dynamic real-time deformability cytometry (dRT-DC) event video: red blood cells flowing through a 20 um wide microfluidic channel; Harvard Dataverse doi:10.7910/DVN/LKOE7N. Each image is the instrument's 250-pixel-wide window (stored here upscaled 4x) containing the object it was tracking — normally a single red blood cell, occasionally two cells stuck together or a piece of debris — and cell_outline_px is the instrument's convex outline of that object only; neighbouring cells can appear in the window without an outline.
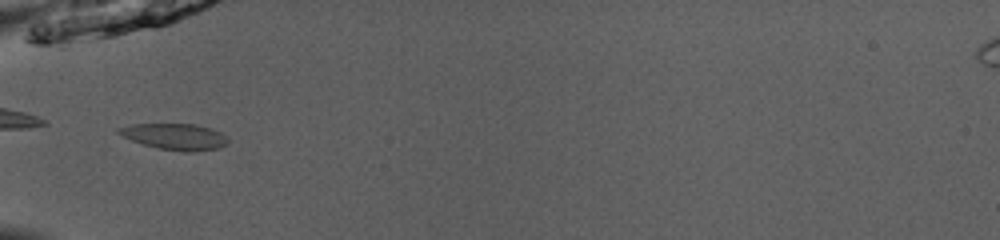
{"species": "common noctule bat (a hibernating species)", "species_latin": "Nyctalus noctula", "temperature_condition": "room temperature", "stored_images_in_passage": 31, "camera_frame_rate_fps": 3000, "um_per_image_px": 0.085, "animal": {"sex": "male", "body_mass_g": 13.0, "forearm_length_mm": 53.1}, "frame": {"image": 1, "passage_image": 1, "time_ms": 0.0, "image_size_px": [1000, 240], "cell_outline_px": [[228, 140], [220, 148], [192, 152], [184, 152], [160, 148], [144, 144], [132, 140], [116, 132], [116, 128], [132, 124], [196, 124], [212, 128], [228, 136]], "centroid_in_image_um": [14.89, 11.6], "position_along_channel_um": 70.1, "area_um2": 16.65}}
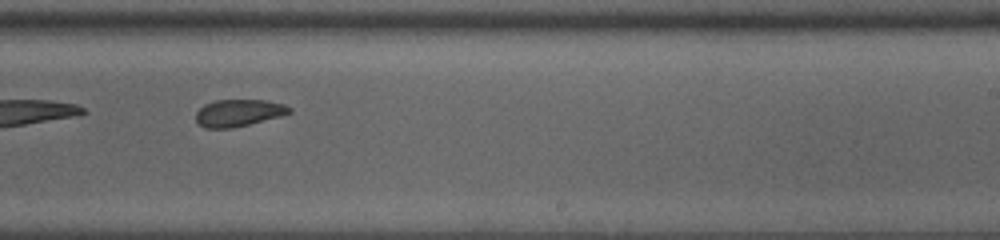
{"frame": {"image": 2, "passage_image": 16, "time_ms": 5.0, "image_size_px": [1000, 240], "cell_outline_px": [[292, 112], [280, 116], [232, 128], [204, 128], [196, 120], [196, 112], [204, 104], [216, 100], [268, 100], [284, 104], [292, 108]], "centroid_in_image_um": [20.28, 9.58], "position_along_channel_um": 268.7, "area_um2": 14.68}}
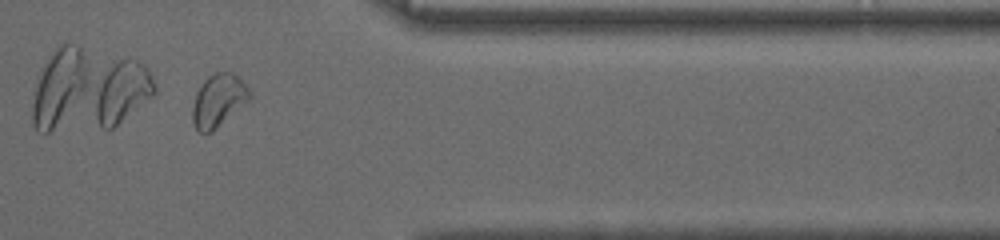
{"frame": {"image": 3, "passage_image": 26, "time_ms": 8.333, "image_size_px": [1000, 240], "cell_outline_px": [[252, 96], [248, 100], [212, 132], [200, 132], [196, 128], [192, 120], [192, 108], [196, 92], [204, 80], [212, 72], [232, 72], [252, 92]], "centroid_in_image_um": [18.54, 8.52], "position_along_channel_um": 392.9, "area_um2": 17.28}, "authors_computed_cell_mechanics": {"area_um2": 15.4326, "velocity_mm_per_s": 3.9963, "shape_relaxation_time_tau1_ms": 9.0041, "shape_relaxation_time_tau2_ms": 2.5714, "deformation_change_tau1": 0.1418, "deformation_change_tau2": 0.0812}}